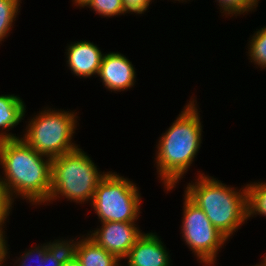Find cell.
Segmentation results:
<instances>
[{
	"label": "cell",
	"instance_id": "484cf974",
	"mask_svg": "<svg viewBox=\"0 0 266 266\" xmlns=\"http://www.w3.org/2000/svg\"><path fill=\"white\" fill-rule=\"evenodd\" d=\"M174 1H175V2H173V0H172L173 3H176L177 1H179V3H181V2H182V3H184V2L186 3V2H188V1L190 2V0H174Z\"/></svg>",
	"mask_w": 266,
	"mask_h": 266
},
{
	"label": "cell",
	"instance_id": "4316f807",
	"mask_svg": "<svg viewBox=\"0 0 266 266\" xmlns=\"http://www.w3.org/2000/svg\"><path fill=\"white\" fill-rule=\"evenodd\" d=\"M252 266H262V265L260 263H258V264L256 263V265H252Z\"/></svg>",
	"mask_w": 266,
	"mask_h": 266
},
{
	"label": "cell",
	"instance_id": "6da1fadb",
	"mask_svg": "<svg viewBox=\"0 0 266 266\" xmlns=\"http://www.w3.org/2000/svg\"><path fill=\"white\" fill-rule=\"evenodd\" d=\"M195 99L196 96L190 97L172 125L162 132L155 147L154 167L167 194L179 185L201 147L204 131Z\"/></svg>",
	"mask_w": 266,
	"mask_h": 266
},
{
	"label": "cell",
	"instance_id": "52a82bcc",
	"mask_svg": "<svg viewBox=\"0 0 266 266\" xmlns=\"http://www.w3.org/2000/svg\"><path fill=\"white\" fill-rule=\"evenodd\" d=\"M182 241L203 266L217 264V255L228 239L207 218L204 211L183 194ZM216 261V262H215Z\"/></svg>",
	"mask_w": 266,
	"mask_h": 266
},
{
	"label": "cell",
	"instance_id": "9a60e30c",
	"mask_svg": "<svg viewBox=\"0 0 266 266\" xmlns=\"http://www.w3.org/2000/svg\"><path fill=\"white\" fill-rule=\"evenodd\" d=\"M247 188V207L248 220L263 216L266 218V182L265 181H250L246 184Z\"/></svg>",
	"mask_w": 266,
	"mask_h": 266
},
{
	"label": "cell",
	"instance_id": "5b68a950",
	"mask_svg": "<svg viewBox=\"0 0 266 266\" xmlns=\"http://www.w3.org/2000/svg\"><path fill=\"white\" fill-rule=\"evenodd\" d=\"M75 111L46 106L25 121L20 136L37 153L51 159L59 157L80 146L73 138L80 118Z\"/></svg>",
	"mask_w": 266,
	"mask_h": 266
},
{
	"label": "cell",
	"instance_id": "2e32d148",
	"mask_svg": "<svg viewBox=\"0 0 266 266\" xmlns=\"http://www.w3.org/2000/svg\"><path fill=\"white\" fill-rule=\"evenodd\" d=\"M23 0H0V44L6 41L15 26ZM1 46V45H0Z\"/></svg>",
	"mask_w": 266,
	"mask_h": 266
},
{
	"label": "cell",
	"instance_id": "cb8c5ba5",
	"mask_svg": "<svg viewBox=\"0 0 266 266\" xmlns=\"http://www.w3.org/2000/svg\"><path fill=\"white\" fill-rule=\"evenodd\" d=\"M72 4L76 6L77 8H85V6L89 3L91 0H71Z\"/></svg>",
	"mask_w": 266,
	"mask_h": 266
},
{
	"label": "cell",
	"instance_id": "7402d4cb",
	"mask_svg": "<svg viewBox=\"0 0 266 266\" xmlns=\"http://www.w3.org/2000/svg\"><path fill=\"white\" fill-rule=\"evenodd\" d=\"M6 231L0 230V266H6V264H9L7 261L10 259V251H9V245L8 240L6 237Z\"/></svg>",
	"mask_w": 266,
	"mask_h": 266
},
{
	"label": "cell",
	"instance_id": "4fadbf2b",
	"mask_svg": "<svg viewBox=\"0 0 266 266\" xmlns=\"http://www.w3.org/2000/svg\"><path fill=\"white\" fill-rule=\"evenodd\" d=\"M80 235L75 238L70 237V243L71 252L82 266H122V260L97 245L86 233Z\"/></svg>",
	"mask_w": 266,
	"mask_h": 266
},
{
	"label": "cell",
	"instance_id": "e0dca14e",
	"mask_svg": "<svg viewBox=\"0 0 266 266\" xmlns=\"http://www.w3.org/2000/svg\"><path fill=\"white\" fill-rule=\"evenodd\" d=\"M248 41V51L246 53L249 62L256 65L257 69H266V26L256 29Z\"/></svg>",
	"mask_w": 266,
	"mask_h": 266
},
{
	"label": "cell",
	"instance_id": "277c9868",
	"mask_svg": "<svg viewBox=\"0 0 266 266\" xmlns=\"http://www.w3.org/2000/svg\"><path fill=\"white\" fill-rule=\"evenodd\" d=\"M87 152L79 146L51 161V191L48 201L64 198L67 201L85 205L91 203L98 183L108 173L99 170Z\"/></svg>",
	"mask_w": 266,
	"mask_h": 266
},
{
	"label": "cell",
	"instance_id": "603a6c76",
	"mask_svg": "<svg viewBox=\"0 0 266 266\" xmlns=\"http://www.w3.org/2000/svg\"><path fill=\"white\" fill-rule=\"evenodd\" d=\"M61 266H82L76 256L70 252L62 261Z\"/></svg>",
	"mask_w": 266,
	"mask_h": 266
},
{
	"label": "cell",
	"instance_id": "8992f818",
	"mask_svg": "<svg viewBox=\"0 0 266 266\" xmlns=\"http://www.w3.org/2000/svg\"><path fill=\"white\" fill-rule=\"evenodd\" d=\"M133 180L117 172L108 173L98 183L89 205L103 222L137 223L140 218L141 193Z\"/></svg>",
	"mask_w": 266,
	"mask_h": 266
},
{
	"label": "cell",
	"instance_id": "d4e9b609",
	"mask_svg": "<svg viewBox=\"0 0 266 266\" xmlns=\"http://www.w3.org/2000/svg\"><path fill=\"white\" fill-rule=\"evenodd\" d=\"M262 266H266V254L263 255L262 259L259 262Z\"/></svg>",
	"mask_w": 266,
	"mask_h": 266
},
{
	"label": "cell",
	"instance_id": "44dd1931",
	"mask_svg": "<svg viewBox=\"0 0 266 266\" xmlns=\"http://www.w3.org/2000/svg\"><path fill=\"white\" fill-rule=\"evenodd\" d=\"M154 0H122L125 14L143 15Z\"/></svg>",
	"mask_w": 266,
	"mask_h": 266
},
{
	"label": "cell",
	"instance_id": "9c48e42d",
	"mask_svg": "<svg viewBox=\"0 0 266 266\" xmlns=\"http://www.w3.org/2000/svg\"><path fill=\"white\" fill-rule=\"evenodd\" d=\"M136 73L134 65L124 54L105 52L97 77L108 91L117 93L136 85Z\"/></svg>",
	"mask_w": 266,
	"mask_h": 266
},
{
	"label": "cell",
	"instance_id": "7c38bea8",
	"mask_svg": "<svg viewBox=\"0 0 266 266\" xmlns=\"http://www.w3.org/2000/svg\"><path fill=\"white\" fill-rule=\"evenodd\" d=\"M51 241L21 251L20 256H16V260L13 259V266H61L62 261L71 252L70 239L65 237Z\"/></svg>",
	"mask_w": 266,
	"mask_h": 266
},
{
	"label": "cell",
	"instance_id": "5bb4252c",
	"mask_svg": "<svg viewBox=\"0 0 266 266\" xmlns=\"http://www.w3.org/2000/svg\"><path fill=\"white\" fill-rule=\"evenodd\" d=\"M26 112L25 102L19 95H0V141L21 138L10 130L24 120Z\"/></svg>",
	"mask_w": 266,
	"mask_h": 266
},
{
	"label": "cell",
	"instance_id": "3957f363",
	"mask_svg": "<svg viewBox=\"0 0 266 266\" xmlns=\"http://www.w3.org/2000/svg\"><path fill=\"white\" fill-rule=\"evenodd\" d=\"M198 172L194 182L184 187V194L204 211L211 224L229 240L248 221L246 184L238 189L214 176Z\"/></svg>",
	"mask_w": 266,
	"mask_h": 266
},
{
	"label": "cell",
	"instance_id": "d6986e66",
	"mask_svg": "<svg viewBox=\"0 0 266 266\" xmlns=\"http://www.w3.org/2000/svg\"><path fill=\"white\" fill-rule=\"evenodd\" d=\"M85 7L90 8L91 11L93 10V12H95L96 15L101 16V18H112L119 15H126L123 10L122 0H91Z\"/></svg>",
	"mask_w": 266,
	"mask_h": 266
},
{
	"label": "cell",
	"instance_id": "ba28073f",
	"mask_svg": "<svg viewBox=\"0 0 266 266\" xmlns=\"http://www.w3.org/2000/svg\"><path fill=\"white\" fill-rule=\"evenodd\" d=\"M101 226L88 230L86 234L97 245L119 260L127 256L136 240L144 233L138 223L130 222H103Z\"/></svg>",
	"mask_w": 266,
	"mask_h": 266
},
{
	"label": "cell",
	"instance_id": "ffe728a7",
	"mask_svg": "<svg viewBox=\"0 0 266 266\" xmlns=\"http://www.w3.org/2000/svg\"><path fill=\"white\" fill-rule=\"evenodd\" d=\"M13 204L7 190L0 183V230L5 231L7 228L5 223L9 222V216L12 215Z\"/></svg>",
	"mask_w": 266,
	"mask_h": 266
},
{
	"label": "cell",
	"instance_id": "7a4b0ae2",
	"mask_svg": "<svg viewBox=\"0 0 266 266\" xmlns=\"http://www.w3.org/2000/svg\"><path fill=\"white\" fill-rule=\"evenodd\" d=\"M51 161L22 138L0 141V183L13 202L22 198L35 207L48 201Z\"/></svg>",
	"mask_w": 266,
	"mask_h": 266
},
{
	"label": "cell",
	"instance_id": "8fae6325",
	"mask_svg": "<svg viewBox=\"0 0 266 266\" xmlns=\"http://www.w3.org/2000/svg\"><path fill=\"white\" fill-rule=\"evenodd\" d=\"M65 51L67 69L72 75L86 79L97 77L104 56L99 45L89 40L71 41Z\"/></svg>",
	"mask_w": 266,
	"mask_h": 266
},
{
	"label": "cell",
	"instance_id": "ac0fdd59",
	"mask_svg": "<svg viewBox=\"0 0 266 266\" xmlns=\"http://www.w3.org/2000/svg\"><path fill=\"white\" fill-rule=\"evenodd\" d=\"M260 0H215L222 16L227 18L233 16L247 15L248 12L257 10ZM247 13V14H246ZM229 16V17H228Z\"/></svg>",
	"mask_w": 266,
	"mask_h": 266
},
{
	"label": "cell",
	"instance_id": "30bf717a",
	"mask_svg": "<svg viewBox=\"0 0 266 266\" xmlns=\"http://www.w3.org/2000/svg\"><path fill=\"white\" fill-rule=\"evenodd\" d=\"M156 232L143 233L123 259L122 266H172L169 249Z\"/></svg>",
	"mask_w": 266,
	"mask_h": 266
}]
</instances>
